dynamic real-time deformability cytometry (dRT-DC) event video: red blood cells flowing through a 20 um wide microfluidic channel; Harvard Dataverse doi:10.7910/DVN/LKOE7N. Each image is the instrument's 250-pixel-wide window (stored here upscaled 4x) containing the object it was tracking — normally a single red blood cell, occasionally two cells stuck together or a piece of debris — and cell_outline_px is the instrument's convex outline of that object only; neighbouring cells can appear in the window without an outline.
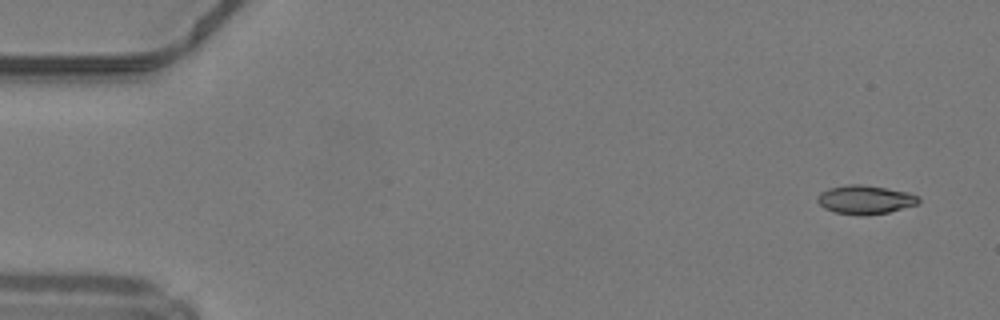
{"species": "common noctule bat (a hibernating species)", "species_latin": "Nyctalus noctula", "temperature_condition": "warm", "stored_images_in_passage": 47, "camera_frame_rate_fps": 3000, "um_per_image_px": 0.085, "animal": {"sex": "male", "body_mass_g": 19.2, "forearm_length_mm": 51.8}, "frame": {"image": 1, "passage_image": 1, "time_ms": 0.0, "image_size_px": [1000, 320], "cell_outline_px": [[920, 200], [916, 204], [888, 212], [864, 216], [860, 216], [836, 212], [824, 208], [816, 200], [816, 196], [820, 192], [828, 188], [848, 184], [860, 184], [908, 192], [920, 196]], "centroid_in_image_um": [73.5, 16.97], "position_along_channel_um": 11.5, "area_um2": 16.94}}
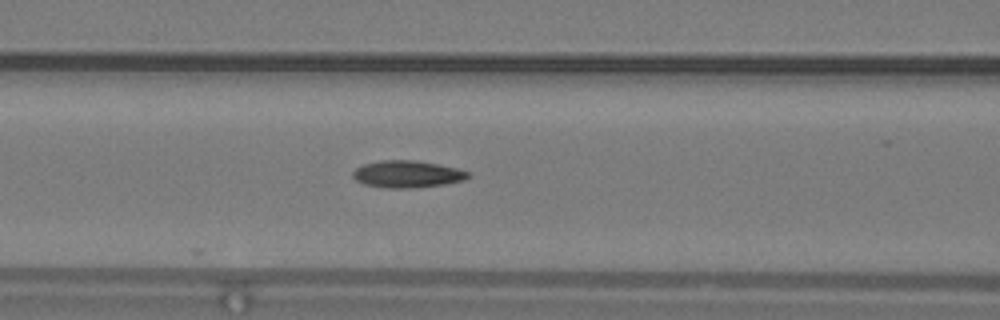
{"frame": {"image": 2, "passage_image": 19, "time_ms": 6.0, "image_size_px": [1000, 320], "cell_outline_px": [[472, 176], [464, 180], [444, 184], [412, 188], [388, 188], [364, 184], [356, 180], [352, 176], [352, 172], [356, 168], [364, 164], [380, 160], [416, 160], [456, 168], [472, 172]], "centroid_in_image_um": [34.64, 14.8], "position_along_channel_um": 132.0, "area_um2": 18.21}}
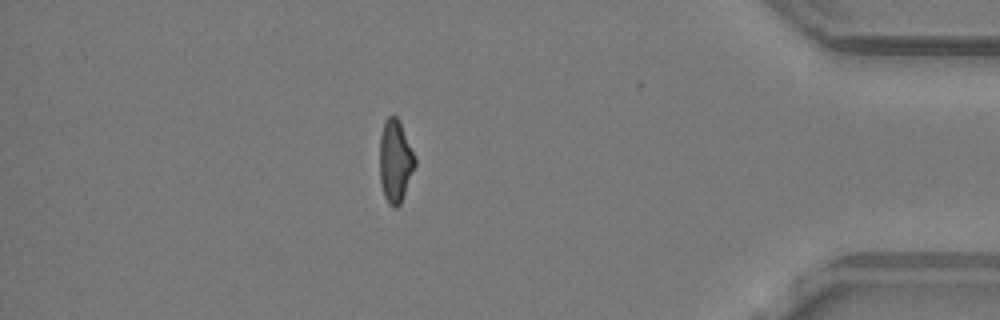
{"frame": {"image": 3, "passage_image": 41, "time_ms": 13.333, "image_size_px": [1000, 320], "cell_outline_px": [[416, 164], [400, 204], [396, 208], [392, 208], [388, 204], [384, 196], [380, 184], [380, 136], [384, 120], [388, 116], [396, 116], [400, 120], [416, 156]], "centroid_in_image_um": [33.6, 13.68], "position_along_channel_um": 401.6, "area_um2": 17.28}, "authors_computed_cell_mechanics": {"area_um2": 17.5134, "velocity_mm_per_s": 4.2456, "shape_relaxation_time_tau1_ms": 8.7816, "shape_relaxation_time_tau2_ms": 3.1242, "deformation_change_tau1": 0.2326, "deformation_change_tau2": 0.1149}}